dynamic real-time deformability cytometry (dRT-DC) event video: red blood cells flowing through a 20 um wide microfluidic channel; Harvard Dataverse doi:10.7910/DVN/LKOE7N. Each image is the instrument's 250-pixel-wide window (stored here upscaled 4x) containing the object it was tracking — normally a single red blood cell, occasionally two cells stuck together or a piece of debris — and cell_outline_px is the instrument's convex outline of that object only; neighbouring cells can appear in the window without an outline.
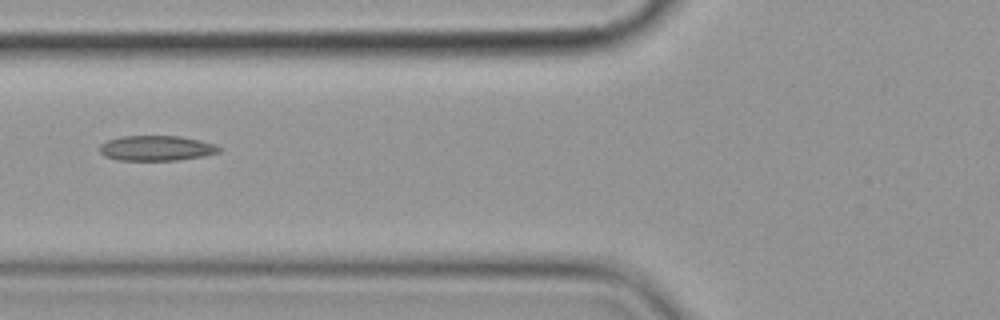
{"species": "common noctule bat (a hibernating species)", "species_latin": "Nyctalus noctula", "temperature_condition": "cold", "stored_images_in_passage": 5, "camera_frame_rate_fps": 3000, "um_per_image_px": 0.085, "animal": {"sex": "female", "body_mass_g": 19.9}, "frame": {"image": 1, "passage_image": 5, "time_ms": 4.667, "image_size_px": [1000, 320], "cell_outline_px": [[220, 152], [204, 156], [176, 160], [116, 160], [104, 156], [100, 152], [100, 144], [108, 140], [120, 136], [180, 136], [200, 140], [212, 144], [220, 148]], "centroid_in_image_um": [13.26, 12.59], "position_along_channel_um": 112.5, "area_um2": 17.46}}